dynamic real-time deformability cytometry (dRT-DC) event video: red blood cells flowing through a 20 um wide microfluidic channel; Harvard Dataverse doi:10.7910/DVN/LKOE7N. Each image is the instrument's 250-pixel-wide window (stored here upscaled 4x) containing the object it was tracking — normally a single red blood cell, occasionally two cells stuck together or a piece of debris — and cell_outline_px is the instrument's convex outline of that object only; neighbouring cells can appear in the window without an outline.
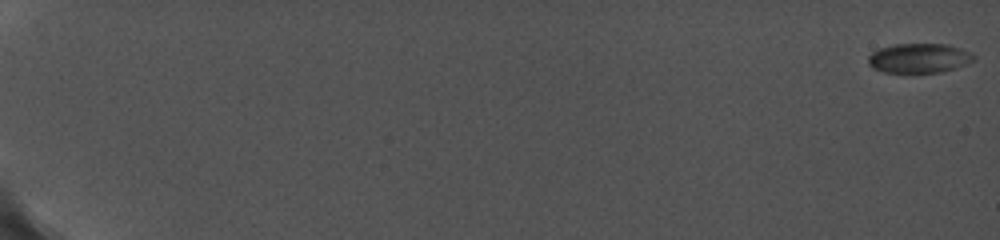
{"species": "common noctule bat (a hibernating species)", "species_latin": "Nyctalus noctula", "temperature_condition": "cold", "stored_images_in_passage": 66, "camera_frame_rate_fps": 5000, "um_per_image_px": 0.085, "animal": {"sex": "female", "body_mass_g": 19.0, "forearm_length_mm": 56.7}, "frame": {"image": 1, "passage_image": 1, "time_ms": 0.0, "image_size_px": [1000, 240], "cell_outline_px": [[976, 60], [940, 72], [884, 72], [872, 68], [868, 64], [868, 56], [872, 52], [880, 48], [896, 44], [948, 44], [960, 48], [976, 56]], "centroid_in_image_um": [78.09, 4.93], "position_along_channel_um": 6.9, "area_um2": 17.98}}
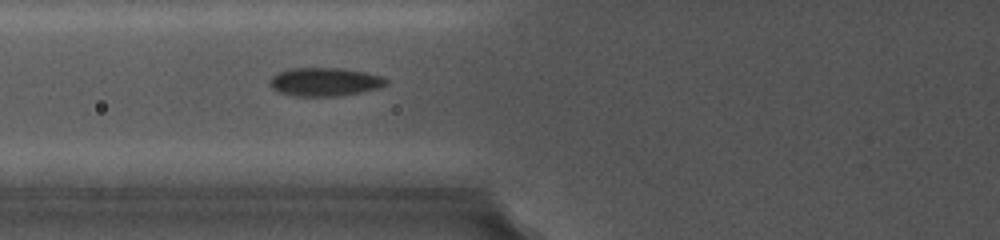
{"frame": {"image": 2, "passage_image": 27, "time_ms": 8.6, "image_size_px": [1000, 240], "cell_outline_px": [[388, 84], [380, 88], [360, 92], [336, 96], [296, 96], [280, 92], [272, 88], [268, 84], [268, 80], [276, 72], [288, 68], [344, 68], [368, 72], [380, 76], [388, 80]], "centroid_in_image_um": [27.59, 6.94], "position_along_channel_um": 98.2, "area_um2": 19.54}}
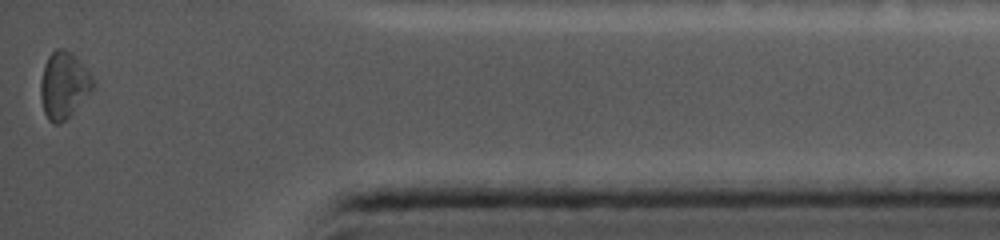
{"frame": {"image": 3, "passage_image": 66, "time_ms": 17.8, "image_size_px": [1000, 240], "cell_outline_px": [[96, 88], [60, 124], [52, 124], [48, 120], [44, 112], [40, 96], [40, 84], [44, 64], [48, 56], [56, 48], [64, 48], [72, 52], [76, 56], [96, 80]], "centroid_in_image_um": [5.45, 7.22], "position_along_channel_um": 429.8, "area_um2": 20.69}}